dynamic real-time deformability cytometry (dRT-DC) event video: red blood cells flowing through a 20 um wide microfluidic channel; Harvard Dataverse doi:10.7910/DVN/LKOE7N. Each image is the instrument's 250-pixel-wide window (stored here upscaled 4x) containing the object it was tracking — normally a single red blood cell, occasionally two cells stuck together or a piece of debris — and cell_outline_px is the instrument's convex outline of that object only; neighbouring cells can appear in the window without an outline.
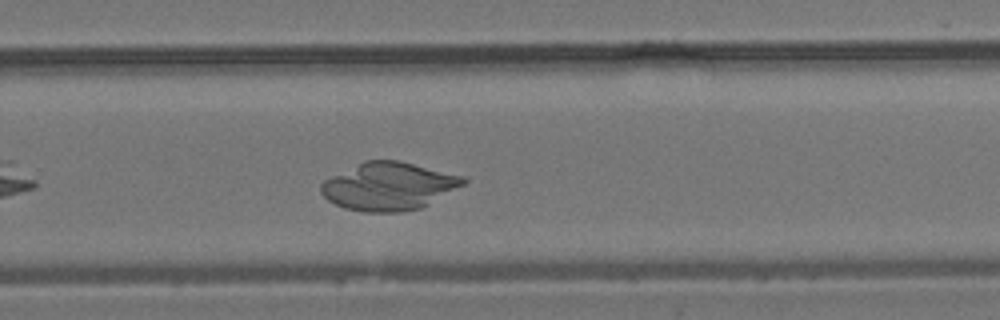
{"species": "common noctule bat (a hibernating species)", "species_latin": "Nyctalus noctula", "temperature_condition": "room temperature", "stored_images_in_passage": 40, "camera_frame_rate_fps": 3000, "um_per_image_px": 0.085, "animal": {"sex": "male", "body_mass_g": 19.2, "forearm_length_mm": 51.8}, "frame": {"image": 1, "passage_image": 29, "time_ms": 9.333, "image_size_px": [1000, 320], "cell_outline_px": [[468, 180], [464, 184], [428, 204], [420, 208], [400, 212], [364, 212], [344, 208], [328, 200], [320, 192], [320, 184], [324, 180], [364, 160], [400, 160], [460, 176]], "centroid_in_image_um": [33.0, 15.83], "position_along_channel_um": 296.8, "area_um2": 39.25}}